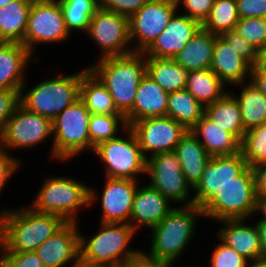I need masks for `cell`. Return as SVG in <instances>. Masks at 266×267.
<instances>
[{"instance_id": "6da1fadb", "label": "cell", "mask_w": 266, "mask_h": 267, "mask_svg": "<svg viewBox=\"0 0 266 267\" xmlns=\"http://www.w3.org/2000/svg\"><path fill=\"white\" fill-rule=\"evenodd\" d=\"M3 208L0 252L35 251L67 223L59 215L38 212L25 204L14 209Z\"/></svg>"}, {"instance_id": "7a4b0ae2", "label": "cell", "mask_w": 266, "mask_h": 267, "mask_svg": "<svg viewBox=\"0 0 266 267\" xmlns=\"http://www.w3.org/2000/svg\"><path fill=\"white\" fill-rule=\"evenodd\" d=\"M203 217V211L197 205H176L162 221L149 230V235L145 234L151 241L148 252L143 250L152 257L169 261L174 266L180 258L183 259L184 253L187 252L185 250H188V246L195 240L197 224Z\"/></svg>"}, {"instance_id": "3957f363", "label": "cell", "mask_w": 266, "mask_h": 267, "mask_svg": "<svg viewBox=\"0 0 266 267\" xmlns=\"http://www.w3.org/2000/svg\"><path fill=\"white\" fill-rule=\"evenodd\" d=\"M88 65L108 89L118 112L125 117L132 110L137 88L146 75L144 53L102 58Z\"/></svg>"}, {"instance_id": "277c9868", "label": "cell", "mask_w": 266, "mask_h": 267, "mask_svg": "<svg viewBox=\"0 0 266 267\" xmlns=\"http://www.w3.org/2000/svg\"><path fill=\"white\" fill-rule=\"evenodd\" d=\"M88 69L83 67L75 73L56 72L53 78L41 79L27 90L29 78L20 89L19 102L26 110L54 120L65 108L80 98V81ZM26 89V90H25Z\"/></svg>"}, {"instance_id": "5b68a950", "label": "cell", "mask_w": 266, "mask_h": 267, "mask_svg": "<svg viewBox=\"0 0 266 267\" xmlns=\"http://www.w3.org/2000/svg\"><path fill=\"white\" fill-rule=\"evenodd\" d=\"M28 204L35 211L61 216L66 222H80L81 210L90 208V184L76 177L48 175ZM88 184V185H87Z\"/></svg>"}, {"instance_id": "8992f818", "label": "cell", "mask_w": 266, "mask_h": 267, "mask_svg": "<svg viewBox=\"0 0 266 267\" xmlns=\"http://www.w3.org/2000/svg\"><path fill=\"white\" fill-rule=\"evenodd\" d=\"M95 231L91 236L80 231V259L84 262L117 267L141 250L131 245L139 233L128 223H99Z\"/></svg>"}, {"instance_id": "52a82bcc", "label": "cell", "mask_w": 266, "mask_h": 267, "mask_svg": "<svg viewBox=\"0 0 266 267\" xmlns=\"http://www.w3.org/2000/svg\"><path fill=\"white\" fill-rule=\"evenodd\" d=\"M91 113L79 98L65 108L53 121V140L49 158L70 162L90 150L89 122Z\"/></svg>"}, {"instance_id": "ba28073f", "label": "cell", "mask_w": 266, "mask_h": 267, "mask_svg": "<svg viewBox=\"0 0 266 267\" xmlns=\"http://www.w3.org/2000/svg\"><path fill=\"white\" fill-rule=\"evenodd\" d=\"M93 153L104 164V177L140 180L146 175L147 158L129 127L117 138L100 143Z\"/></svg>"}, {"instance_id": "9c48e42d", "label": "cell", "mask_w": 266, "mask_h": 267, "mask_svg": "<svg viewBox=\"0 0 266 267\" xmlns=\"http://www.w3.org/2000/svg\"><path fill=\"white\" fill-rule=\"evenodd\" d=\"M257 194L252 168L248 166L234 181L224 186L202 208L203 216L215 222L224 219L255 218Z\"/></svg>"}, {"instance_id": "30bf717a", "label": "cell", "mask_w": 266, "mask_h": 267, "mask_svg": "<svg viewBox=\"0 0 266 267\" xmlns=\"http://www.w3.org/2000/svg\"><path fill=\"white\" fill-rule=\"evenodd\" d=\"M72 35L66 27L58 0H33L28 16L24 46L36 58L37 47L68 42Z\"/></svg>"}, {"instance_id": "8fae6325", "label": "cell", "mask_w": 266, "mask_h": 267, "mask_svg": "<svg viewBox=\"0 0 266 267\" xmlns=\"http://www.w3.org/2000/svg\"><path fill=\"white\" fill-rule=\"evenodd\" d=\"M146 176L150 186L178 206L194 205L193 188L187 182L174 152L159 153L147 159Z\"/></svg>"}, {"instance_id": "7c38bea8", "label": "cell", "mask_w": 266, "mask_h": 267, "mask_svg": "<svg viewBox=\"0 0 266 267\" xmlns=\"http://www.w3.org/2000/svg\"><path fill=\"white\" fill-rule=\"evenodd\" d=\"M85 35L100 48L98 59L94 61L134 52L130 40L129 18L101 7L91 17Z\"/></svg>"}, {"instance_id": "4fadbf2b", "label": "cell", "mask_w": 266, "mask_h": 267, "mask_svg": "<svg viewBox=\"0 0 266 267\" xmlns=\"http://www.w3.org/2000/svg\"><path fill=\"white\" fill-rule=\"evenodd\" d=\"M2 135L4 148L12 155L15 150L34 149L53 139L52 120L30 112L19 104L7 121Z\"/></svg>"}, {"instance_id": "5bb4252c", "label": "cell", "mask_w": 266, "mask_h": 267, "mask_svg": "<svg viewBox=\"0 0 266 267\" xmlns=\"http://www.w3.org/2000/svg\"><path fill=\"white\" fill-rule=\"evenodd\" d=\"M141 183L145 182L105 177L104 187L100 190L101 193L98 191L99 189L90 185V208L100 204L102 211L99 222L129 224L135 192Z\"/></svg>"}, {"instance_id": "9a60e30c", "label": "cell", "mask_w": 266, "mask_h": 267, "mask_svg": "<svg viewBox=\"0 0 266 267\" xmlns=\"http://www.w3.org/2000/svg\"><path fill=\"white\" fill-rule=\"evenodd\" d=\"M178 11L176 0H149L129 18L134 52L144 53Z\"/></svg>"}, {"instance_id": "2e32d148", "label": "cell", "mask_w": 266, "mask_h": 267, "mask_svg": "<svg viewBox=\"0 0 266 267\" xmlns=\"http://www.w3.org/2000/svg\"><path fill=\"white\" fill-rule=\"evenodd\" d=\"M129 128L136 135L144 156L173 152L188 130L173 118L149 117L133 122Z\"/></svg>"}, {"instance_id": "e0dca14e", "label": "cell", "mask_w": 266, "mask_h": 267, "mask_svg": "<svg viewBox=\"0 0 266 267\" xmlns=\"http://www.w3.org/2000/svg\"><path fill=\"white\" fill-rule=\"evenodd\" d=\"M247 167L241 151L230 156L211 157L199 183L193 188L194 205L202 209L219 190L234 181Z\"/></svg>"}, {"instance_id": "ac0fdd59", "label": "cell", "mask_w": 266, "mask_h": 267, "mask_svg": "<svg viewBox=\"0 0 266 267\" xmlns=\"http://www.w3.org/2000/svg\"><path fill=\"white\" fill-rule=\"evenodd\" d=\"M79 222H67L36 248L45 267H68L80 259Z\"/></svg>"}, {"instance_id": "d6986e66", "label": "cell", "mask_w": 266, "mask_h": 267, "mask_svg": "<svg viewBox=\"0 0 266 267\" xmlns=\"http://www.w3.org/2000/svg\"><path fill=\"white\" fill-rule=\"evenodd\" d=\"M201 27L198 21L177 11L164 31L144 52L145 58L173 59Z\"/></svg>"}, {"instance_id": "ffe728a7", "label": "cell", "mask_w": 266, "mask_h": 267, "mask_svg": "<svg viewBox=\"0 0 266 267\" xmlns=\"http://www.w3.org/2000/svg\"><path fill=\"white\" fill-rule=\"evenodd\" d=\"M161 192L147 181L135 192L129 224L138 233L142 228L148 231L162 221L175 207Z\"/></svg>"}, {"instance_id": "44dd1931", "label": "cell", "mask_w": 266, "mask_h": 267, "mask_svg": "<svg viewBox=\"0 0 266 267\" xmlns=\"http://www.w3.org/2000/svg\"><path fill=\"white\" fill-rule=\"evenodd\" d=\"M250 219H224L217 221L221 227L216 236L250 262L262 257L260 237L255 223Z\"/></svg>"}, {"instance_id": "7402d4cb", "label": "cell", "mask_w": 266, "mask_h": 267, "mask_svg": "<svg viewBox=\"0 0 266 267\" xmlns=\"http://www.w3.org/2000/svg\"><path fill=\"white\" fill-rule=\"evenodd\" d=\"M38 59L21 43L0 42V89L20 90L29 65Z\"/></svg>"}, {"instance_id": "603a6c76", "label": "cell", "mask_w": 266, "mask_h": 267, "mask_svg": "<svg viewBox=\"0 0 266 267\" xmlns=\"http://www.w3.org/2000/svg\"><path fill=\"white\" fill-rule=\"evenodd\" d=\"M251 68L252 66L230 47L222 36H217L210 69L227 88L250 81Z\"/></svg>"}, {"instance_id": "cb8c5ba5", "label": "cell", "mask_w": 266, "mask_h": 267, "mask_svg": "<svg viewBox=\"0 0 266 267\" xmlns=\"http://www.w3.org/2000/svg\"><path fill=\"white\" fill-rule=\"evenodd\" d=\"M168 95L146 74L137 88L133 108L125 116L128 127L145 118L167 116Z\"/></svg>"}, {"instance_id": "d4e9b609", "label": "cell", "mask_w": 266, "mask_h": 267, "mask_svg": "<svg viewBox=\"0 0 266 267\" xmlns=\"http://www.w3.org/2000/svg\"><path fill=\"white\" fill-rule=\"evenodd\" d=\"M190 131L211 157L230 156L241 151V142L233 134L221 129L205 114Z\"/></svg>"}, {"instance_id": "484cf974", "label": "cell", "mask_w": 266, "mask_h": 267, "mask_svg": "<svg viewBox=\"0 0 266 267\" xmlns=\"http://www.w3.org/2000/svg\"><path fill=\"white\" fill-rule=\"evenodd\" d=\"M173 152L179 159L187 182L194 188L199 183L211 156L190 130L180 139Z\"/></svg>"}, {"instance_id": "4316f807", "label": "cell", "mask_w": 266, "mask_h": 267, "mask_svg": "<svg viewBox=\"0 0 266 267\" xmlns=\"http://www.w3.org/2000/svg\"><path fill=\"white\" fill-rule=\"evenodd\" d=\"M217 36L201 27L173 59L188 72L210 69Z\"/></svg>"}, {"instance_id": "83f0119b", "label": "cell", "mask_w": 266, "mask_h": 267, "mask_svg": "<svg viewBox=\"0 0 266 267\" xmlns=\"http://www.w3.org/2000/svg\"><path fill=\"white\" fill-rule=\"evenodd\" d=\"M33 0H14L0 7V42L21 43Z\"/></svg>"}, {"instance_id": "f1b7e54d", "label": "cell", "mask_w": 266, "mask_h": 267, "mask_svg": "<svg viewBox=\"0 0 266 267\" xmlns=\"http://www.w3.org/2000/svg\"><path fill=\"white\" fill-rule=\"evenodd\" d=\"M80 99L91 114L121 115L108 89L89 68L81 77Z\"/></svg>"}, {"instance_id": "f546056e", "label": "cell", "mask_w": 266, "mask_h": 267, "mask_svg": "<svg viewBox=\"0 0 266 267\" xmlns=\"http://www.w3.org/2000/svg\"><path fill=\"white\" fill-rule=\"evenodd\" d=\"M232 87L241 88L239 95L232 89L229 92L238 101L244 130L248 131L266 123V97L250 81Z\"/></svg>"}, {"instance_id": "4dcf8cb0", "label": "cell", "mask_w": 266, "mask_h": 267, "mask_svg": "<svg viewBox=\"0 0 266 267\" xmlns=\"http://www.w3.org/2000/svg\"><path fill=\"white\" fill-rule=\"evenodd\" d=\"M221 129L242 142L245 130L237 99L228 91L221 99L205 106V113Z\"/></svg>"}, {"instance_id": "1f68e13d", "label": "cell", "mask_w": 266, "mask_h": 267, "mask_svg": "<svg viewBox=\"0 0 266 267\" xmlns=\"http://www.w3.org/2000/svg\"><path fill=\"white\" fill-rule=\"evenodd\" d=\"M146 74L165 92L171 93L185 89L187 73L174 59L145 58Z\"/></svg>"}, {"instance_id": "d6a6232c", "label": "cell", "mask_w": 266, "mask_h": 267, "mask_svg": "<svg viewBox=\"0 0 266 267\" xmlns=\"http://www.w3.org/2000/svg\"><path fill=\"white\" fill-rule=\"evenodd\" d=\"M211 70L189 71L185 89L204 107L221 99L229 88Z\"/></svg>"}, {"instance_id": "836d02e7", "label": "cell", "mask_w": 266, "mask_h": 267, "mask_svg": "<svg viewBox=\"0 0 266 267\" xmlns=\"http://www.w3.org/2000/svg\"><path fill=\"white\" fill-rule=\"evenodd\" d=\"M205 113V107L186 89L168 95L167 116L191 130Z\"/></svg>"}, {"instance_id": "e575fe53", "label": "cell", "mask_w": 266, "mask_h": 267, "mask_svg": "<svg viewBox=\"0 0 266 267\" xmlns=\"http://www.w3.org/2000/svg\"><path fill=\"white\" fill-rule=\"evenodd\" d=\"M58 2L70 34L75 35L78 32L86 34L91 17L100 8V2L98 0H58Z\"/></svg>"}, {"instance_id": "d590c367", "label": "cell", "mask_w": 266, "mask_h": 267, "mask_svg": "<svg viewBox=\"0 0 266 267\" xmlns=\"http://www.w3.org/2000/svg\"><path fill=\"white\" fill-rule=\"evenodd\" d=\"M127 128L128 125L123 115L91 114L89 122L90 154L100 143L117 138Z\"/></svg>"}, {"instance_id": "8d00e7d4", "label": "cell", "mask_w": 266, "mask_h": 267, "mask_svg": "<svg viewBox=\"0 0 266 267\" xmlns=\"http://www.w3.org/2000/svg\"><path fill=\"white\" fill-rule=\"evenodd\" d=\"M239 18L236 0H215L202 28L221 36L225 32L235 30Z\"/></svg>"}, {"instance_id": "74e56055", "label": "cell", "mask_w": 266, "mask_h": 267, "mask_svg": "<svg viewBox=\"0 0 266 267\" xmlns=\"http://www.w3.org/2000/svg\"><path fill=\"white\" fill-rule=\"evenodd\" d=\"M241 152L250 167L266 162V123L245 132Z\"/></svg>"}, {"instance_id": "f35d334b", "label": "cell", "mask_w": 266, "mask_h": 267, "mask_svg": "<svg viewBox=\"0 0 266 267\" xmlns=\"http://www.w3.org/2000/svg\"><path fill=\"white\" fill-rule=\"evenodd\" d=\"M235 30L263 56H266V23L264 18H239Z\"/></svg>"}, {"instance_id": "ab89813d", "label": "cell", "mask_w": 266, "mask_h": 267, "mask_svg": "<svg viewBox=\"0 0 266 267\" xmlns=\"http://www.w3.org/2000/svg\"><path fill=\"white\" fill-rule=\"evenodd\" d=\"M217 244L213 247L209 255V267H248L250 261L240 255L233 248L227 246L216 235Z\"/></svg>"}, {"instance_id": "60d3db41", "label": "cell", "mask_w": 266, "mask_h": 267, "mask_svg": "<svg viewBox=\"0 0 266 267\" xmlns=\"http://www.w3.org/2000/svg\"><path fill=\"white\" fill-rule=\"evenodd\" d=\"M221 36L251 66L257 65L262 60L263 55L243 39L236 30L225 32Z\"/></svg>"}, {"instance_id": "b9f144b4", "label": "cell", "mask_w": 266, "mask_h": 267, "mask_svg": "<svg viewBox=\"0 0 266 267\" xmlns=\"http://www.w3.org/2000/svg\"><path fill=\"white\" fill-rule=\"evenodd\" d=\"M1 247V227H0ZM0 267H45L35 251L0 252Z\"/></svg>"}, {"instance_id": "7bdbcfd3", "label": "cell", "mask_w": 266, "mask_h": 267, "mask_svg": "<svg viewBox=\"0 0 266 267\" xmlns=\"http://www.w3.org/2000/svg\"><path fill=\"white\" fill-rule=\"evenodd\" d=\"M215 0H176L178 11L201 25L208 18Z\"/></svg>"}, {"instance_id": "ee69618b", "label": "cell", "mask_w": 266, "mask_h": 267, "mask_svg": "<svg viewBox=\"0 0 266 267\" xmlns=\"http://www.w3.org/2000/svg\"><path fill=\"white\" fill-rule=\"evenodd\" d=\"M22 165H24L22 159L12 155L5 148L0 152V194Z\"/></svg>"}, {"instance_id": "f6af8a7d", "label": "cell", "mask_w": 266, "mask_h": 267, "mask_svg": "<svg viewBox=\"0 0 266 267\" xmlns=\"http://www.w3.org/2000/svg\"><path fill=\"white\" fill-rule=\"evenodd\" d=\"M20 90L0 89V133H3L5 125L19 102Z\"/></svg>"}, {"instance_id": "bcb514c9", "label": "cell", "mask_w": 266, "mask_h": 267, "mask_svg": "<svg viewBox=\"0 0 266 267\" xmlns=\"http://www.w3.org/2000/svg\"><path fill=\"white\" fill-rule=\"evenodd\" d=\"M149 0H101L100 7L130 18Z\"/></svg>"}, {"instance_id": "7dc6e473", "label": "cell", "mask_w": 266, "mask_h": 267, "mask_svg": "<svg viewBox=\"0 0 266 267\" xmlns=\"http://www.w3.org/2000/svg\"><path fill=\"white\" fill-rule=\"evenodd\" d=\"M117 267H175L169 261L157 259L148 255L144 250L129 257Z\"/></svg>"}, {"instance_id": "c3c4849f", "label": "cell", "mask_w": 266, "mask_h": 267, "mask_svg": "<svg viewBox=\"0 0 266 267\" xmlns=\"http://www.w3.org/2000/svg\"><path fill=\"white\" fill-rule=\"evenodd\" d=\"M240 18L266 17V0H236Z\"/></svg>"}, {"instance_id": "681fc988", "label": "cell", "mask_w": 266, "mask_h": 267, "mask_svg": "<svg viewBox=\"0 0 266 267\" xmlns=\"http://www.w3.org/2000/svg\"><path fill=\"white\" fill-rule=\"evenodd\" d=\"M250 82L266 97V56L251 68Z\"/></svg>"}, {"instance_id": "f907efd6", "label": "cell", "mask_w": 266, "mask_h": 267, "mask_svg": "<svg viewBox=\"0 0 266 267\" xmlns=\"http://www.w3.org/2000/svg\"><path fill=\"white\" fill-rule=\"evenodd\" d=\"M252 168L256 194L266 193V162L255 165Z\"/></svg>"}, {"instance_id": "816d5d0a", "label": "cell", "mask_w": 266, "mask_h": 267, "mask_svg": "<svg viewBox=\"0 0 266 267\" xmlns=\"http://www.w3.org/2000/svg\"><path fill=\"white\" fill-rule=\"evenodd\" d=\"M251 222H254L260 237V245L262 250V257L266 258V221L262 219H257V221L254 219V221L251 220Z\"/></svg>"}, {"instance_id": "f5cc1de1", "label": "cell", "mask_w": 266, "mask_h": 267, "mask_svg": "<svg viewBox=\"0 0 266 267\" xmlns=\"http://www.w3.org/2000/svg\"><path fill=\"white\" fill-rule=\"evenodd\" d=\"M256 215L260 216L259 219L266 221V193L257 195V208L255 216Z\"/></svg>"}, {"instance_id": "db71d44e", "label": "cell", "mask_w": 266, "mask_h": 267, "mask_svg": "<svg viewBox=\"0 0 266 267\" xmlns=\"http://www.w3.org/2000/svg\"><path fill=\"white\" fill-rule=\"evenodd\" d=\"M248 267H266V258H258L254 261H251Z\"/></svg>"}, {"instance_id": "11a10c76", "label": "cell", "mask_w": 266, "mask_h": 267, "mask_svg": "<svg viewBox=\"0 0 266 267\" xmlns=\"http://www.w3.org/2000/svg\"><path fill=\"white\" fill-rule=\"evenodd\" d=\"M68 267H102V266L89 264V263L84 262L83 260L79 259L77 262L69 265Z\"/></svg>"}, {"instance_id": "9f6ffc18", "label": "cell", "mask_w": 266, "mask_h": 267, "mask_svg": "<svg viewBox=\"0 0 266 267\" xmlns=\"http://www.w3.org/2000/svg\"><path fill=\"white\" fill-rule=\"evenodd\" d=\"M4 149L3 135L0 133V152Z\"/></svg>"}, {"instance_id": "6f0895ef", "label": "cell", "mask_w": 266, "mask_h": 267, "mask_svg": "<svg viewBox=\"0 0 266 267\" xmlns=\"http://www.w3.org/2000/svg\"><path fill=\"white\" fill-rule=\"evenodd\" d=\"M11 1H14V0H0V7H2V6H4V5H6V4H8V3L11 2Z\"/></svg>"}]
</instances>
